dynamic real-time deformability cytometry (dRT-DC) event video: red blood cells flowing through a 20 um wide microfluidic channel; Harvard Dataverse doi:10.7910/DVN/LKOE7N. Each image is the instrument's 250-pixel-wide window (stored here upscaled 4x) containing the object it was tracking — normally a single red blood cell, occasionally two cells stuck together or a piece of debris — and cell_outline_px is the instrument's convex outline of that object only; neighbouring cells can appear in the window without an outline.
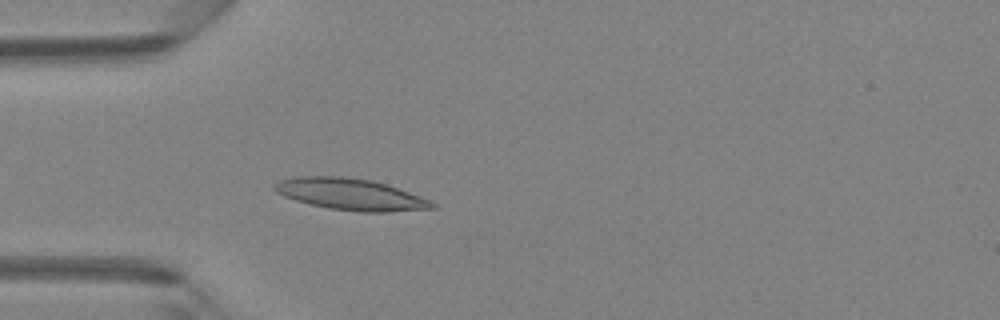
{"species": "Egyptian fruit bat (a non-hibernating species)", "species_latin": "Rousettus aegyptiacus", "temperature_condition": "room temperature", "stored_images_in_passage": 47, "camera_frame_rate_fps": 3000, "um_per_image_px": 0.085, "animal": {"sex": "female"}, "frame": {"image": 1, "passage_image": 14, "time_ms": 4.333, "image_size_px": [1000, 320], "cell_outline_px": [[436, 208], [388, 212], [360, 212], [328, 208], [308, 204], [284, 196], [276, 192], [272, 188], [272, 184], [280, 180], [296, 176], [344, 176], [372, 180], [388, 184], [420, 196], [436, 204]], "centroid_in_image_um": [29.77, 16.51], "position_along_channel_um": 55.2, "area_um2": 29.19}}
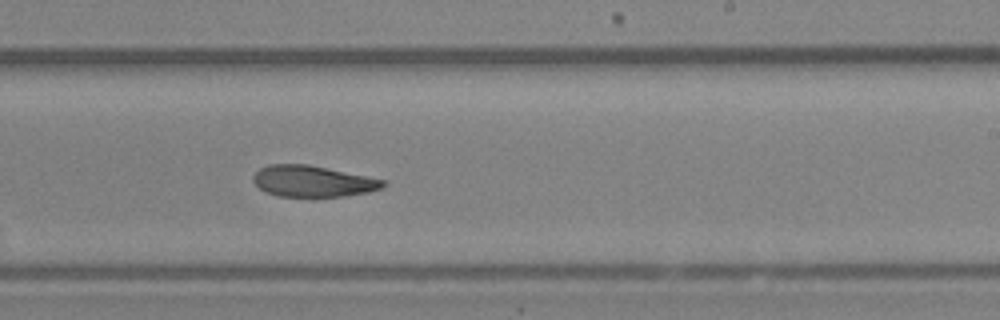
{"frame": {"image": 2, "passage_image": 29, "time_ms": 9.333, "image_size_px": [1000, 320], "cell_outline_px": [[388, 184], [380, 188], [368, 192], [344, 196], [312, 200], [280, 196], [264, 192], [252, 180], [252, 176], [260, 168], [268, 164], [308, 164], [388, 180]], "centroid_in_image_um": [26.6, 15.44], "position_along_channel_um": 262.4, "area_um2": 24.62}}
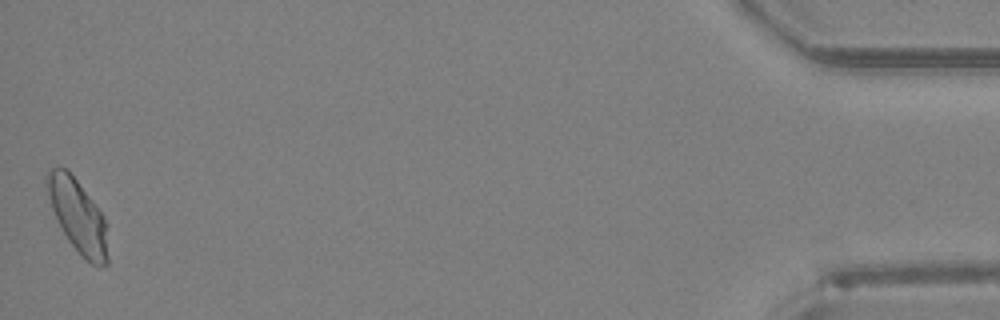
{"frame": {"image": 3, "passage_image": 47, "time_ms": 15.333, "image_size_px": [1000, 320], "cell_outline_px": [[108, 264], [92, 264], [84, 260], [68, 240], [52, 208], [48, 196], [44, 180], [44, 176], [52, 168], [68, 168], [104, 216], [108, 256]], "centroid_in_image_um": [6.6, 18.33], "position_along_channel_um": 428.6, "area_um2": 25.61}, "authors_computed_cell_mechanics": {"area_um2": 25.0852, "velocity_mm_per_s": 4.298, "shape_relaxation_time_tau1_ms": 8.1136, "shape_relaxation_time_tau2_ms": 2.3715, "deformation_change_tau1": 0.2158, "deformation_change_tau2": 0.0858}}